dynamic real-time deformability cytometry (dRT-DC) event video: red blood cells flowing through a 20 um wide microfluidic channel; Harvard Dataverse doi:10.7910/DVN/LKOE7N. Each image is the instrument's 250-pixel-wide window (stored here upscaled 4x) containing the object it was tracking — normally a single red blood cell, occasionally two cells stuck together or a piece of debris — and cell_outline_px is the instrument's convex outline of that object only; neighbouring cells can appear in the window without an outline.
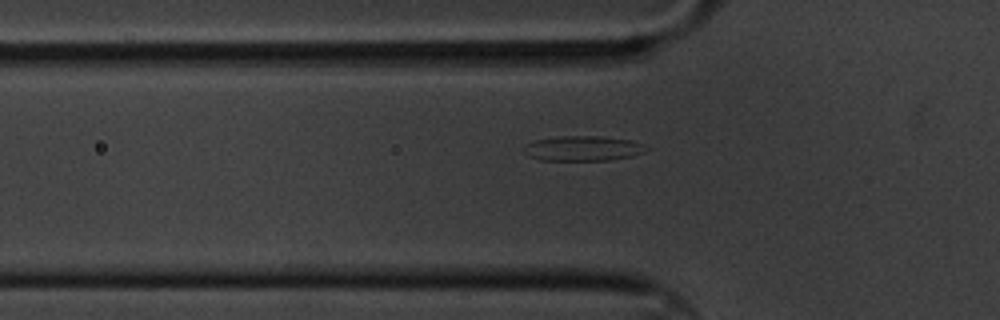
{"species": "common noctule bat (a hibernating species)", "species_latin": "Nyctalus noctula", "temperature_condition": "cold", "stored_images_in_passage": 7, "camera_frame_rate_fps": 3000, "um_per_image_px": 0.085, "animal": {"sex": "male", "body_mass_g": 20.1, "forearm_length_mm": 53.5}, "frame": {"image": 1, "passage_image": 7, "time_ms": 2.0, "image_size_px": [1000, 320], "cell_outline_px": [[652, 148], [644, 152], [632, 156], [612, 160], [540, 160], [528, 156], [524, 148], [524, 144], [536, 140], [560, 136], [600, 136], [632, 140]], "centroid_in_image_um": [49.59, 12.61], "position_along_channel_um": 76.2, "area_um2": 17.92}}